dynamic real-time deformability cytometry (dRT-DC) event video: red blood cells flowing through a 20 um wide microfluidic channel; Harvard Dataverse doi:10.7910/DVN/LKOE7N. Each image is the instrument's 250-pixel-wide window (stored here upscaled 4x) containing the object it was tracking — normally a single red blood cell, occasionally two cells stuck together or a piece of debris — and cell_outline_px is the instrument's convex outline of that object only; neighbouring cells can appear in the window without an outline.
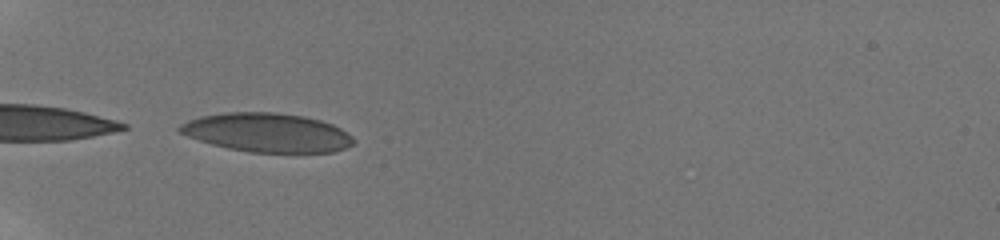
{"species": "human", "species_latin": "Homo sapiens", "temperature_condition": "room temperature", "stored_images_in_passage": 18, "camera_frame_rate_fps": 3000, "um_per_image_px": 0.085, "donor": {"sex": "male"}, "frame": {"image": 1, "passage_image": 1, "time_ms": 0.0, "image_size_px": [1000, 240], "cell_outline_px": [[356, 144], [332, 152], [248, 152], [228, 148], [212, 144], [188, 136], [180, 132], [176, 128], [180, 124], [188, 120], [200, 116], [224, 112], [276, 112], [304, 116], [320, 120], [332, 124], [340, 128], [352, 136], [356, 140]], "centroid_in_image_um": [22.71, 11.26], "position_along_channel_um": 62.3, "area_um2": 39.48}}
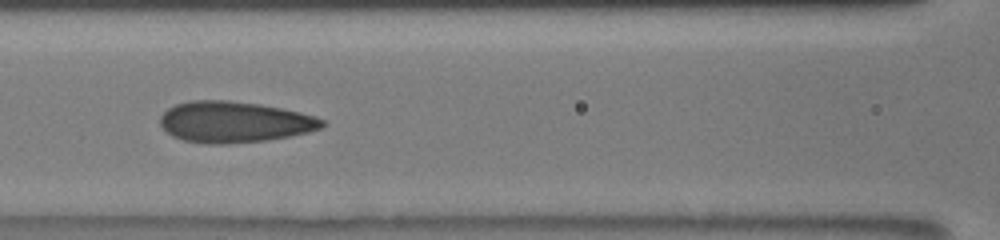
{"frame": {"image": 2, "passage_image": 6, "time_ms": 2.667, "image_size_px": [1000, 240], "cell_outline_px": [[328, 124], [324, 128], [308, 132], [288, 136], [264, 140], [228, 144], [204, 144], [184, 140], [172, 136], [160, 124], [160, 116], [168, 108], [176, 104], [192, 100], [228, 100], [260, 104], [300, 112], [316, 116], [324, 120]], "centroid_in_image_um": [19.94, 10.37], "position_along_channel_um": 146.7, "area_um2": 38.9}}
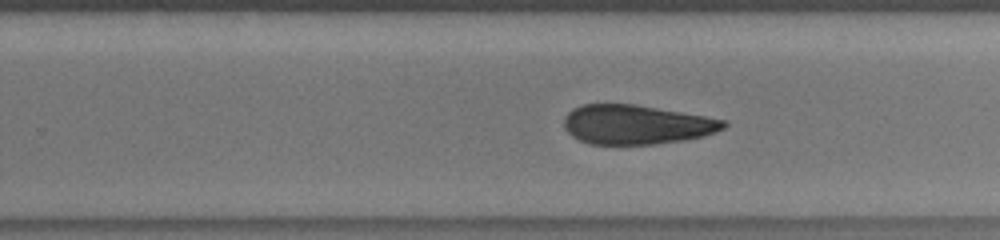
{"frame": {"image": 3, "passage_image": 11, "time_ms": 5.0, "image_size_px": [1000, 240], "cell_outline_px": [[728, 124], [724, 128], [716, 132], [704, 136], [684, 140], [656, 144], [588, 144], [572, 136], [564, 128], [564, 116], [572, 108], [584, 104], [636, 104], [728, 120]], "centroid_in_image_um": [54.1, 10.59], "position_along_channel_um": 275.7, "area_um2": 36.82}}